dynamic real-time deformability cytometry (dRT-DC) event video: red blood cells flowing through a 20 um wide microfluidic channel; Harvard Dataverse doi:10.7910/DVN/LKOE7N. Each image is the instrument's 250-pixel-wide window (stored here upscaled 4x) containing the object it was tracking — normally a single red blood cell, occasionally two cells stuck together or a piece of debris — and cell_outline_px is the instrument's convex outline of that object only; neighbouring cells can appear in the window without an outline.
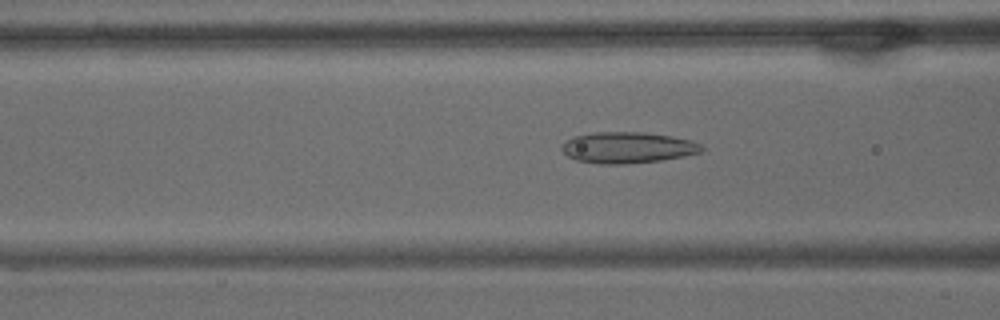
{"species": "common noctule bat (a hibernating species)", "species_latin": "Nyctalus noctula", "temperature_condition": "warm", "stored_images_in_passage": 18, "camera_frame_rate_fps": 3000, "um_per_image_px": 0.085, "animal": {"sex": "male", "body_mass_g": 15.6}, "frame": {"image": 1, "passage_image": 8, "time_ms": 2.333, "image_size_px": [1000, 320], "cell_outline_px": [[704, 148], [700, 152], [684, 156], [660, 160], [624, 164], [600, 164], [576, 160], [568, 156], [560, 148], [564, 140], [572, 136], [592, 132], [644, 132], [672, 136], [688, 140], [700, 144]], "centroid_in_image_um": [53.28, 12.53], "position_along_channel_um": 113.3, "area_um2": 25.43}}
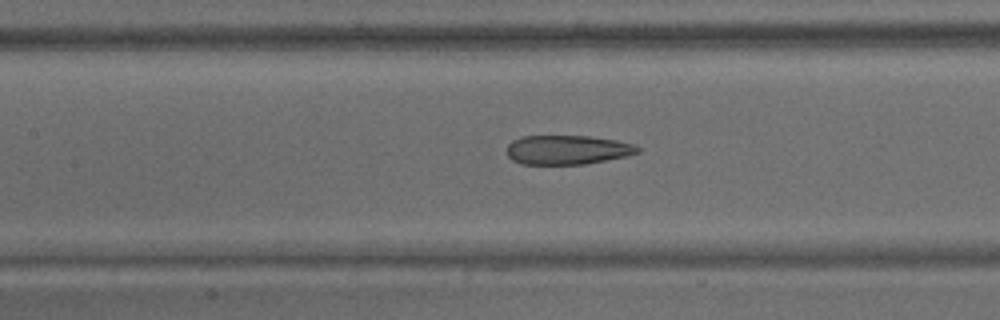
{"frame": {"image": 2, "passage_image": 12, "time_ms": 3.667, "image_size_px": [1000, 320], "cell_outline_px": [[640, 152], [628, 156], [584, 164], [520, 164], [512, 160], [508, 156], [508, 144], [512, 140], [520, 136], [588, 136], [616, 140], [632, 144], [640, 148]], "centroid_in_image_um": [48.22, 12.73], "position_along_channel_um": 159.2, "area_um2": 22.31}}
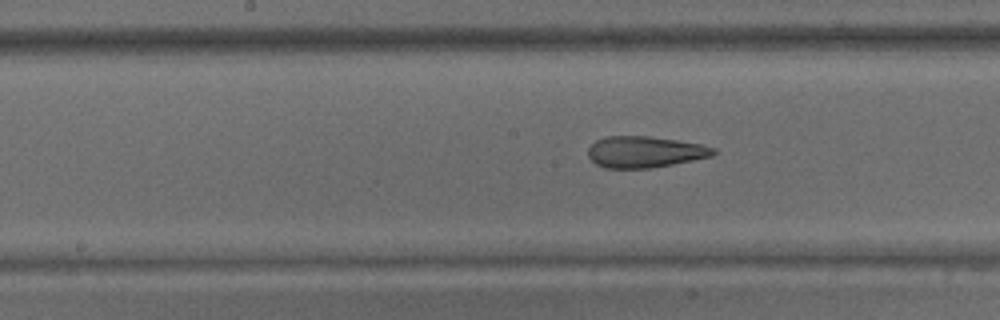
{"frame": {"image": 3, "passage_image": 15, "time_ms": 4.667, "image_size_px": [1000, 320], "cell_outline_px": [[716, 152], [712, 156], [672, 164], [648, 168], [604, 168], [596, 164], [588, 156], [588, 148], [596, 140], [608, 136], [648, 136], [676, 140], [700, 144], [716, 148]], "centroid_in_image_um": [54.79, 12.91], "position_along_channel_um": 193.4, "area_um2": 22.72}}